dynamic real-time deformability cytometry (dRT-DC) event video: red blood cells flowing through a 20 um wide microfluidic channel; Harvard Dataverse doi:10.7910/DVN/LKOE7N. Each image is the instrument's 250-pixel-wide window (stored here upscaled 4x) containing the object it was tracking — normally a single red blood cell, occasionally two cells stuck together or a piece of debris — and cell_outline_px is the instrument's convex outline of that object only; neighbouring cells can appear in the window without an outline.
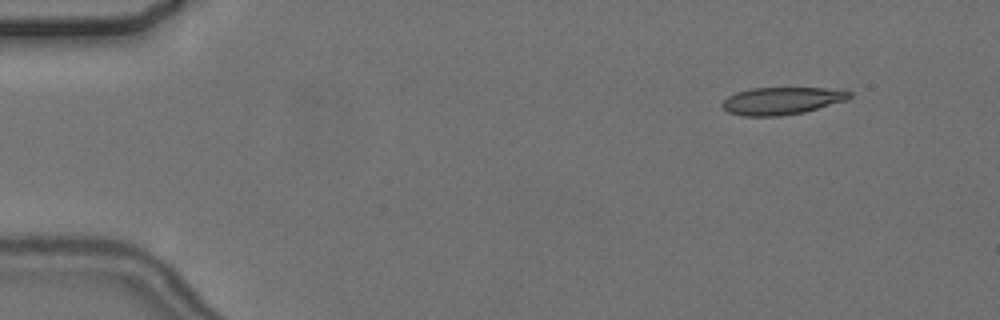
{"species": "common noctule bat (a hibernating species)", "species_latin": "Nyctalus noctula", "temperature_condition": "cold", "stored_images_in_passage": 8, "camera_frame_rate_fps": 3000, "um_per_image_px": 0.085, "animal": {"sex": "female", "body_mass_g": 24.6, "forearm_length_mm": 56.2}, "frame": {"image": 1, "passage_image": 1, "time_ms": 0.0, "image_size_px": [1000, 320], "cell_outline_px": [[852, 96], [848, 100], [804, 112], [780, 116], [740, 116], [728, 112], [720, 104], [728, 96], [736, 92], [748, 88], [824, 88], [852, 92]], "centroid_in_image_um": [66.43, 8.57], "position_along_channel_um": 18.6, "area_um2": 20.4}}